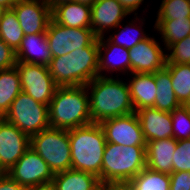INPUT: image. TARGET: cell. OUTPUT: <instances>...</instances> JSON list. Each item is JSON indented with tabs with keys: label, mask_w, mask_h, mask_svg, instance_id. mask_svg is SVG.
I'll list each match as a JSON object with an SVG mask.
<instances>
[{
	"label": "cell",
	"mask_w": 190,
	"mask_h": 190,
	"mask_svg": "<svg viewBox=\"0 0 190 190\" xmlns=\"http://www.w3.org/2000/svg\"><path fill=\"white\" fill-rule=\"evenodd\" d=\"M125 78L97 76L86 84L93 123L135 112Z\"/></svg>",
	"instance_id": "1"
},
{
	"label": "cell",
	"mask_w": 190,
	"mask_h": 190,
	"mask_svg": "<svg viewBox=\"0 0 190 190\" xmlns=\"http://www.w3.org/2000/svg\"><path fill=\"white\" fill-rule=\"evenodd\" d=\"M48 108L52 128L71 130L92 123L86 85L58 86Z\"/></svg>",
	"instance_id": "2"
},
{
	"label": "cell",
	"mask_w": 190,
	"mask_h": 190,
	"mask_svg": "<svg viewBox=\"0 0 190 190\" xmlns=\"http://www.w3.org/2000/svg\"><path fill=\"white\" fill-rule=\"evenodd\" d=\"M98 38L89 46L69 54L53 57L48 65L50 75L58 86L86 85L98 76Z\"/></svg>",
	"instance_id": "3"
},
{
	"label": "cell",
	"mask_w": 190,
	"mask_h": 190,
	"mask_svg": "<svg viewBox=\"0 0 190 190\" xmlns=\"http://www.w3.org/2000/svg\"><path fill=\"white\" fill-rule=\"evenodd\" d=\"M72 169L96 175L101 183V166L106 139L99 123L68 130Z\"/></svg>",
	"instance_id": "4"
},
{
	"label": "cell",
	"mask_w": 190,
	"mask_h": 190,
	"mask_svg": "<svg viewBox=\"0 0 190 190\" xmlns=\"http://www.w3.org/2000/svg\"><path fill=\"white\" fill-rule=\"evenodd\" d=\"M146 168V146H122L106 142L101 183H129Z\"/></svg>",
	"instance_id": "5"
},
{
	"label": "cell",
	"mask_w": 190,
	"mask_h": 190,
	"mask_svg": "<svg viewBox=\"0 0 190 190\" xmlns=\"http://www.w3.org/2000/svg\"><path fill=\"white\" fill-rule=\"evenodd\" d=\"M30 146L54 174L72 168L68 130L44 129L30 138Z\"/></svg>",
	"instance_id": "6"
},
{
	"label": "cell",
	"mask_w": 190,
	"mask_h": 190,
	"mask_svg": "<svg viewBox=\"0 0 190 190\" xmlns=\"http://www.w3.org/2000/svg\"><path fill=\"white\" fill-rule=\"evenodd\" d=\"M3 119L15 125L30 138L50 127L48 105L35 101L24 91L12 101Z\"/></svg>",
	"instance_id": "7"
},
{
	"label": "cell",
	"mask_w": 190,
	"mask_h": 190,
	"mask_svg": "<svg viewBox=\"0 0 190 190\" xmlns=\"http://www.w3.org/2000/svg\"><path fill=\"white\" fill-rule=\"evenodd\" d=\"M22 91L35 101L49 106L58 85L50 75L49 68L42 64L16 62Z\"/></svg>",
	"instance_id": "8"
},
{
	"label": "cell",
	"mask_w": 190,
	"mask_h": 190,
	"mask_svg": "<svg viewBox=\"0 0 190 190\" xmlns=\"http://www.w3.org/2000/svg\"><path fill=\"white\" fill-rule=\"evenodd\" d=\"M46 38L53 58L69 54L80 47L89 46L97 37L91 28L62 26L51 19Z\"/></svg>",
	"instance_id": "9"
},
{
	"label": "cell",
	"mask_w": 190,
	"mask_h": 190,
	"mask_svg": "<svg viewBox=\"0 0 190 190\" xmlns=\"http://www.w3.org/2000/svg\"><path fill=\"white\" fill-rule=\"evenodd\" d=\"M8 175L26 188L44 187L52 184L54 173L49 165L30 147Z\"/></svg>",
	"instance_id": "10"
},
{
	"label": "cell",
	"mask_w": 190,
	"mask_h": 190,
	"mask_svg": "<svg viewBox=\"0 0 190 190\" xmlns=\"http://www.w3.org/2000/svg\"><path fill=\"white\" fill-rule=\"evenodd\" d=\"M106 142L122 146H146L141 124L136 112L109 118L99 123Z\"/></svg>",
	"instance_id": "11"
},
{
	"label": "cell",
	"mask_w": 190,
	"mask_h": 190,
	"mask_svg": "<svg viewBox=\"0 0 190 190\" xmlns=\"http://www.w3.org/2000/svg\"><path fill=\"white\" fill-rule=\"evenodd\" d=\"M158 40L152 35V37L149 36L134 47L128 49L130 74L155 73L166 67V49L163 48V44Z\"/></svg>",
	"instance_id": "12"
},
{
	"label": "cell",
	"mask_w": 190,
	"mask_h": 190,
	"mask_svg": "<svg viewBox=\"0 0 190 190\" xmlns=\"http://www.w3.org/2000/svg\"><path fill=\"white\" fill-rule=\"evenodd\" d=\"M12 9L24 35L46 33L52 19V8L45 0H19Z\"/></svg>",
	"instance_id": "13"
},
{
	"label": "cell",
	"mask_w": 190,
	"mask_h": 190,
	"mask_svg": "<svg viewBox=\"0 0 190 190\" xmlns=\"http://www.w3.org/2000/svg\"><path fill=\"white\" fill-rule=\"evenodd\" d=\"M30 137L0 118V162L9 171L30 148Z\"/></svg>",
	"instance_id": "14"
},
{
	"label": "cell",
	"mask_w": 190,
	"mask_h": 190,
	"mask_svg": "<svg viewBox=\"0 0 190 190\" xmlns=\"http://www.w3.org/2000/svg\"><path fill=\"white\" fill-rule=\"evenodd\" d=\"M128 15L131 14L118 0H97L91 6L90 28L97 38L106 36L117 28Z\"/></svg>",
	"instance_id": "15"
},
{
	"label": "cell",
	"mask_w": 190,
	"mask_h": 190,
	"mask_svg": "<svg viewBox=\"0 0 190 190\" xmlns=\"http://www.w3.org/2000/svg\"><path fill=\"white\" fill-rule=\"evenodd\" d=\"M98 55V76L113 77V72H116V77L121 74V77L130 74L128 49L111 43L105 36H103L98 38ZM117 73L120 74L118 75Z\"/></svg>",
	"instance_id": "16"
},
{
	"label": "cell",
	"mask_w": 190,
	"mask_h": 190,
	"mask_svg": "<svg viewBox=\"0 0 190 190\" xmlns=\"http://www.w3.org/2000/svg\"><path fill=\"white\" fill-rule=\"evenodd\" d=\"M146 142L173 138L170 112L154 107H145L136 111Z\"/></svg>",
	"instance_id": "17"
},
{
	"label": "cell",
	"mask_w": 190,
	"mask_h": 190,
	"mask_svg": "<svg viewBox=\"0 0 190 190\" xmlns=\"http://www.w3.org/2000/svg\"><path fill=\"white\" fill-rule=\"evenodd\" d=\"M125 78L135 112L153 107L157 92L155 73H131Z\"/></svg>",
	"instance_id": "18"
},
{
	"label": "cell",
	"mask_w": 190,
	"mask_h": 190,
	"mask_svg": "<svg viewBox=\"0 0 190 190\" xmlns=\"http://www.w3.org/2000/svg\"><path fill=\"white\" fill-rule=\"evenodd\" d=\"M177 146L174 138L148 141L146 143V167L152 171L171 174L173 154Z\"/></svg>",
	"instance_id": "19"
},
{
	"label": "cell",
	"mask_w": 190,
	"mask_h": 190,
	"mask_svg": "<svg viewBox=\"0 0 190 190\" xmlns=\"http://www.w3.org/2000/svg\"><path fill=\"white\" fill-rule=\"evenodd\" d=\"M16 59L19 62L48 66L52 54L46 33L24 35L21 45L16 51Z\"/></svg>",
	"instance_id": "20"
},
{
	"label": "cell",
	"mask_w": 190,
	"mask_h": 190,
	"mask_svg": "<svg viewBox=\"0 0 190 190\" xmlns=\"http://www.w3.org/2000/svg\"><path fill=\"white\" fill-rule=\"evenodd\" d=\"M52 19L62 26L90 28L91 6L78 1L58 4L52 9Z\"/></svg>",
	"instance_id": "21"
},
{
	"label": "cell",
	"mask_w": 190,
	"mask_h": 190,
	"mask_svg": "<svg viewBox=\"0 0 190 190\" xmlns=\"http://www.w3.org/2000/svg\"><path fill=\"white\" fill-rule=\"evenodd\" d=\"M100 184L96 175L71 168L55 173L51 187L53 190H94Z\"/></svg>",
	"instance_id": "22"
},
{
	"label": "cell",
	"mask_w": 190,
	"mask_h": 190,
	"mask_svg": "<svg viewBox=\"0 0 190 190\" xmlns=\"http://www.w3.org/2000/svg\"><path fill=\"white\" fill-rule=\"evenodd\" d=\"M138 15H134V19H131L127 22V24L124 25V22H122L117 28H115L112 33H110L109 36H106V38L116 45H119L121 47H124L126 49H130L134 47L139 42L145 40L150 36L147 30H145L143 27L146 18L142 16V18H138ZM144 17V18H143ZM138 23V24H136ZM123 24V25H122ZM131 32V33H130Z\"/></svg>",
	"instance_id": "23"
},
{
	"label": "cell",
	"mask_w": 190,
	"mask_h": 190,
	"mask_svg": "<svg viewBox=\"0 0 190 190\" xmlns=\"http://www.w3.org/2000/svg\"><path fill=\"white\" fill-rule=\"evenodd\" d=\"M154 23L152 28L159 33L165 49L190 35V18L155 20Z\"/></svg>",
	"instance_id": "24"
},
{
	"label": "cell",
	"mask_w": 190,
	"mask_h": 190,
	"mask_svg": "<svg viewBox=\"0 0 190 190\" xmlns=\"http://www.w3.org/2000/svg\"><path fill=\"white\" fill-rule=\"evenodd\" d=\"M155 82L157 92L154 108L161 111L172 112L181 105L175 96L170 72L166 68L155 72Z\"/></svg>",
	"instance_id": "25"
},
{
	"label": "cell",
	"mask_w": 190,
	"mask_h": 190,
	"mask_svg": "<svg viewBox=\"0 0 190 190\" xmlns=\"http://www.w3.org/2000/svg\"><path fill=\"white\" fill-rule=\"evenodd\" d=\"M22 91L19 72L16 66L0 70V118H3L12 101Z\"/></svg>",
	"instance_id": "26"
},
{
	"label": "cell",
	"mask_w": 190,
	"mask_h": 190,
	"mask_svg": "<svg viewBox=\"0 0 190 190\" xmlns=\"http://www.w3.org/2000/svg\"><path fill=\"white\" fill-rule=\"evenodd\" d=\"M0 38L15 52L24 38L23 30L12 8L7 9L0 20Z\"/></svg>",
	"instance_id": "27"
},
{
	"label": "cell",
	"mask_w": 190,
	"mask_h": 190,
	"mask_svg": "<svg viewBox=\"0 0 190 190\" xmlns=\"http://www.w3.org/2000/svg\"><path fill=\"white\" fill-rule=\"evenodd\" d=\"M165 68L170 72L177 100L184 105L190 95V64H166Z\"/></svg>",
	"instance_id": "28"
},
{
	"label": "cell",
	"mask_w": 190,
	"mask_h": 190,
	"mask_svg": "<svg viewBox=\"0 0 190 190\" xmlns=\"http://www.w3.org/2000/svg\"><path fill=\"white\" fill-rule=\"evenodd\" d=\"M129 184L134 190H170L169 174L144 168Z\"/></svg>",
	"instance_id": "29"
},
{
	"label": "cell",
	"mask_w": 190,
	"mask_h": 190,
	"mask_svg": "<svg viewBox=\"0 0 190 190\" xmlns=\"http://www.w3.org/2000/svg\"><path fill=\"white\" fill-rule=\"evenodd\" d=\"M155 20L190 18V0H161Z\"/></svg>",
	"instance_id": "30"
},
{
	"label": "cell",
	"mask_w": 190,
	"mask_h": 190,
	"mask_svg": "<svg viewBox=\"0 0 190 190\" xmlns=\"http://www.w3.org/2000/svg\"><path fill=\"white\" fill-rule=\"evenodd\" d=\"M172 119L173 138L177 141L190 139V107L180 105L170 112Z\"/></svg>",
	"instance_id": "31"
},
{
	"label": "cell",
	"mask_w": 190,
	"mask_h": 190,
	"mask_svg": "<svg viewBox=\"0 0 190 190\" xmlns=\"http://www.w3.org/2000/svg\"><path fill=\"white\" fill-rule=\"evenodd\" d=\"M166 64H190V35L166 49Z\"/></svg>",
	"instance_id": "32"
},
{
	"label": "cell",
	"mask_w": 190,
	"mask_h": 190,
	"mask_svg": "<svg viewBox=\"0 0 190 190\" xmlns=\"http://www.w3.org/2000/svg\"><path fill=\"white\" fill-rule=\"evenodd\" d=\"M172 164L173 172L190 171V139L177 141Z\"/></svg>",
	"instance_id": "33"
},
{
	"label": "cell",
	"mask_w": 190,
	"mask_h": 190,
	"mask_svg": "<svg viewBox=\"0 0 190 190\" xmlns=\"http://www.w3.org/2000/svg\"><path fill=\"white\" fill-rule=\"evenodd\" d=\"M16 52L0 38V70L16 65Z\"/></svg>",
	"instance_id": "34"
},
{
	"label": "cell",
	"mask_w": 190,
	"mask_h": 190,
	"mask_svg": "<svg viewBox=\"0 0 190 190\" xmlns=\"http://www.w3.org/2000/svg\"><path fill=\"white\" fill-rule=\"evenodd\" d=\"M170 190H190V171L172 172Z\"/></svg>",
	"instance_id": "35"
},
{
	"label": "cell",
	"mask_w": 190,
	"mask_h": 190,
	"mask_svg": "<svg viewBox=\"0 0 190 190\" xmlns=\"http://www.w3.org/2000/svg\"><path fill=\"white\" fill-rule=\"evenodd\" d=\"M26 189L27 188L25 186L20 185L9 175L0 180V190H26Z\"/></svg>",
	"instance_id": "36"
},
{
	"label": "cell",
	"mask_w": 190,
	"mask_h": 190,
	"mask_svg": "<svg viewBox=\"0 0 190 190\" xmlns=\"http://www.w3.org/2000/svg\"><path fill=\"white\" fill-rule=\"evenodd\" d=\"M118 1L132 15L133 14L138 15L137 10H139V7L145 2L144 0H118Z\"/></svg>",
	"instance_id": "37"
},
{
	"label": "cell",
	"mask_w": 190,
	"mask_h": 190,
	"mask_svg": "<svg viewBox=\"0 0 190 190\" xmlns=\"http://www.w3.org/2000/svg\"><path fill=\"white\" fill-rule=\"evenodd\" d=\"M106 190H134L129 183H106Z\"/></svg>",
	"instance_id": "38"
},
{
	"label": "cell",
	"mask_w": 190,
	"mask_h": 190,
	"mask_svg": "<svg viewBox=\"0 0 190 190\" xmlns=\"http://www.w3.org/2000/svg\"><path fill=\"white\" fill-rule=\"evenodd\" d=\"M50 7L53 9L58 4L68 3V2H75L76 0H45Z\"/></svg>",
	"instance_id": "39"
},
{
	"label": "cell",
	"mask_w": 190,
	"mask_h": 190,
	"mask_svg": "<svg viewBox=\"0 0 190 190\" xmlns=\"http://www.w3.org/2000/svg\"><path fill=\"white\" fill-rule=\"evenodd\" d=\"M18 1L19 0H0V4L7 9H11Z\"/></svg>",
	"instance_id": "40"
},
{
	"label": "cell",
	"mask_w": 190,
	"mask_h": 190,
	"mask_svg": "<svg viewBox=\"0 0 190 190\" xmlns=\"http://www.w3.org/2000/svg\"><path fill=\"white\" fill-rule=\"evenodd\" d=\"M8 175L7 169L3 166V164L0 162V180L3 179Z\"/></svg>",
	"instance_id": "41"
},
{
	"label": "cell",
	"mask_w": 190,
	"mask_h": 190,
	"mask_svg": "<svg viewBox=\"0 0 190 190\" xmlns=\"http://www.w3.org/2000/svg\"><path fill=\"white\" fill-rule=\"evenodd\" d=\"M26 190H53L51 185L44 186V187H34V188H27Z\"/></svg>",
	"instance_id": "42"
},
{
	"label": "cell",
	"mask_w": 190,
	"mask_h": 190,
	"mask_svg": "<svg viewBox=\"0 0 190 190\" xmlns=\"http://www.w3.org/2000/svg\"><path fill=\"white\" fill-rule=\"evenodd\" d=\"M76 1L86 4L88 6H92L97 0H76Z\"/></svg>",
	"instance_id": "43"
},
{
	"label": "cell",
	"mask_w": 190,
	"mask_h": 190,
	"mask_svg": "<svg viewBox=\"0 0 190 190\" xmlns=\"http://www.w3.org/2000/svg\"><path fill=\"white\" fill-rule=\"evenodd\" d=\"M6 10L7 8L0 4V20L3 17Z\"/></svg>",
	"instance_id": "44"
},
{
	"label": "cell",
	"mask_w": 190,
	"mask_h": 190,
	"mask_svg": "<svg viewBox=\"0 0 190 190\" xmlns=\"http://www.w3.org/2000/svg\"><path fill=\"white\" fill-rule=\"evenodd\" d=\"M94 190H106V183H101L96 189Z\"/></svg>",
	"instance_id": "45"
},
{
	"label": "cell",
	"mask_w": 190,
	"mask_h": 190,
	"mask_svg": "<svg viewBox=\"0 0 190 190\" xmlns=\"http://www.w3.org/2000/svg\"><path fill=\"white\" fill-rule=\"evenodd\" d=\"M190 107V95H189V100L184 104Z\"/></svg>",
	"instance_id": "46"
}]
</instances>
